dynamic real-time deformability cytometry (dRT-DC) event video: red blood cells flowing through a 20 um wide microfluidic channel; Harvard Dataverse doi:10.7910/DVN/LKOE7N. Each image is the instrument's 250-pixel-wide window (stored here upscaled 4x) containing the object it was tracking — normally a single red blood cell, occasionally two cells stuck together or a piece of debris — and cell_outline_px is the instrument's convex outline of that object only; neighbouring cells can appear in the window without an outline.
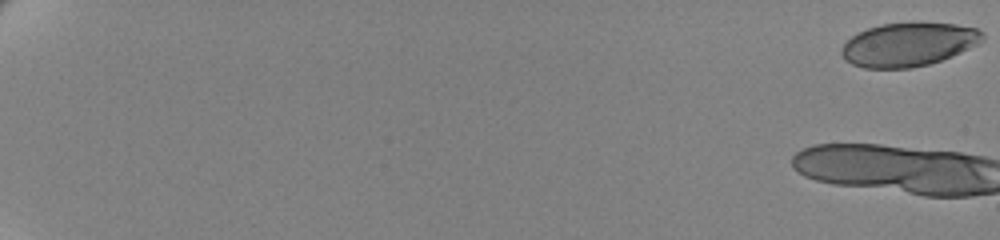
{"species": "human", "species_latin": "Homo sapiens", "temperature_condition": "cold", "stored_images_in_passage": 21, "camera_frame_rate_fps": 3000, "um_per_image_px": 0.085, "donor": {"sex": "female"}, "frame": {"image": 1, "passage_image": 1, "time_ms": 0.0, "image_size_px": [1000, 240], "cell_outline_px": [[984, 40], [952, 56], [928, 64], [912, 68], [864, 68], [852, 64], [844, 60], [840, 52], [840, 48], [852, 36], [868, 28], [880, 24], [956, 24], [976, 28], [984, 32]], "centroid_in_image_um": [77.19, 3.8], "position_along_channel_um": 7.8, "area_um2": 35.37}}